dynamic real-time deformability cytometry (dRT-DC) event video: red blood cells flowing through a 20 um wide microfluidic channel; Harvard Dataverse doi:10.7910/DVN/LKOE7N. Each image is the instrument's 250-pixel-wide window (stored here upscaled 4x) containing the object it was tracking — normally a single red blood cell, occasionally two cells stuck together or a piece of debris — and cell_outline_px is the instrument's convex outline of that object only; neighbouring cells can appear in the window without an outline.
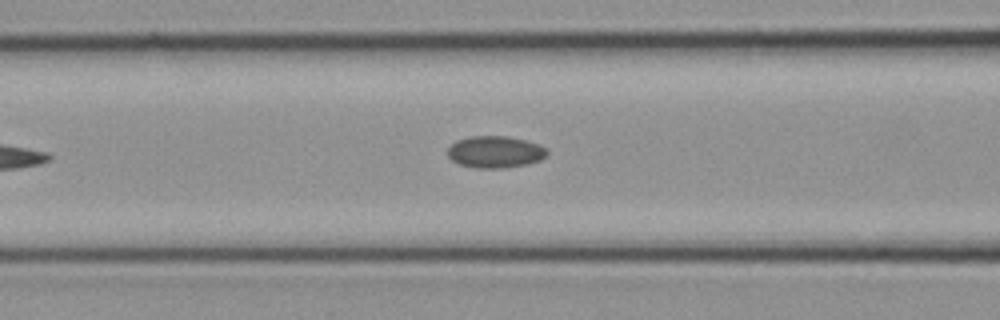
{"species": "common noctule bat (a hibernating species)", "species_latin": "Nyctalus noctula", "temperature_condition": "cold", "stored_images_in_passage": 9, "camera_frame_rate_fps": 3000, "um_per_image_px": 0.085, "animal": {"sex": "female", "body_mass_g": 21.9}, "frame": {"image": 1, "passage_image": 9, "time_ms": 2.667, "image_size_px": [1000, 320], "cell_outline_px": [[548, 152], [540, 160], [528, 164], [500, 168], [476, 168], [460, 164], [452, 160], [448, 156], [448, 148], [456, 140], [468, 136], [508, 136], [524, 140], [536, 144], [544, 148]], "centroid_in_image_um": [42.05, 12.91], "position_along_channel_um": 124.6, "area_um2": 18.26}}